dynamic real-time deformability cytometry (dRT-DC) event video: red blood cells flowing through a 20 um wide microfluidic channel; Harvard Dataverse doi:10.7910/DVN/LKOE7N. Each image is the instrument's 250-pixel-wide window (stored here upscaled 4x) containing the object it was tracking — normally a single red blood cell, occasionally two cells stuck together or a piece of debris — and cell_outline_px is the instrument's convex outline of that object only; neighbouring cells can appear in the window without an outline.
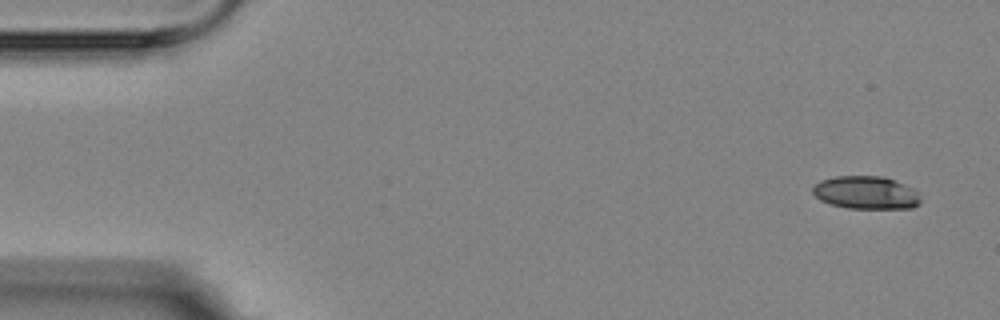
{"species": "Egyptian fruit bat (a non-hibernating species)", "species_latin": "Rousettus aegyptiacus", "temperature_condition": "room temperature", "stored_images_in_passage": 6, "camera_frame_rate_fps": 3000, "um_per_image_px": 0.085, "animal": {"sex": "female"}, "frame": {"image": 1, "passage_image": 1, "time_ms": 0.0, "image_size_px": [1000, 320], "cell_outline_px": [[920, 204], [912, 208], [848, 208], [832, 204], [820, 200], [812, 192], [812, 188], [820, 180], [836, 176], [884, 176], [904, 184], [920, 192]], "centroid_in_image_um": [73.64, 16.37], "position_along_channel_um": 11.4, "area_um2": 20.75}}
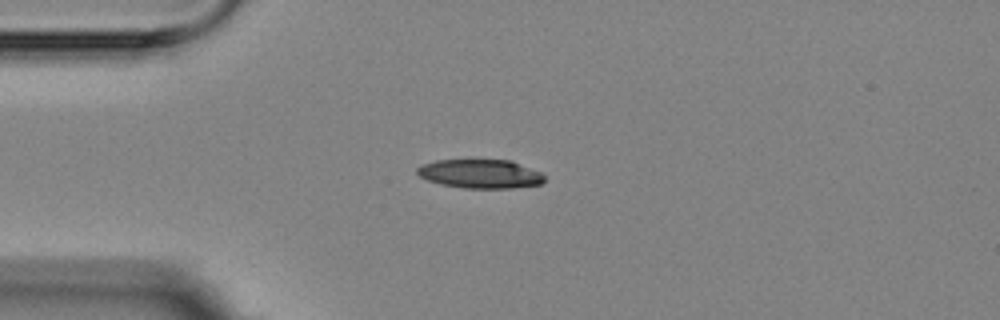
{"frame": {"image": 2, "passage_image": 4, "time_ms": 3.667, "image_size_px": [1000, 320], "cell_outline_px": [[544, 180], [540, 184], [512, 188], [464, 188], [440, 184], [428, 180], [420, 176], [416, 172], [416, 168], [424, 164], [436, 160], [512, 160], [540, 172], [544, 176]], "centroid_in_image_um": [40.82, 14.77], "position_along_channel_um": 44.2, "area_um2": 21.33}}
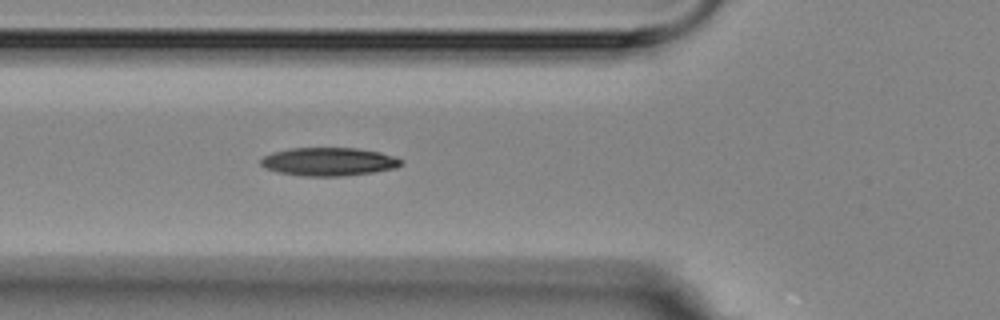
{"frame": {"image": 3, "passage_image": 6, "time_ms": 5.667, "image_size_px": [1000, 320], "cell_outline_px": [[404, 160], [396, 168], [372, 172], [340, 176], [304, 176], [276, 172], [264, 168], [260, 164], [260, 160], [264, 156], [272, 152], [292, 148], [356, 148], [380, 152], [396, 156]], "centroid_in_image_um": [27.93, 13.74], "position_along_channel_um": 97.9, "area_um2": 23.18}}